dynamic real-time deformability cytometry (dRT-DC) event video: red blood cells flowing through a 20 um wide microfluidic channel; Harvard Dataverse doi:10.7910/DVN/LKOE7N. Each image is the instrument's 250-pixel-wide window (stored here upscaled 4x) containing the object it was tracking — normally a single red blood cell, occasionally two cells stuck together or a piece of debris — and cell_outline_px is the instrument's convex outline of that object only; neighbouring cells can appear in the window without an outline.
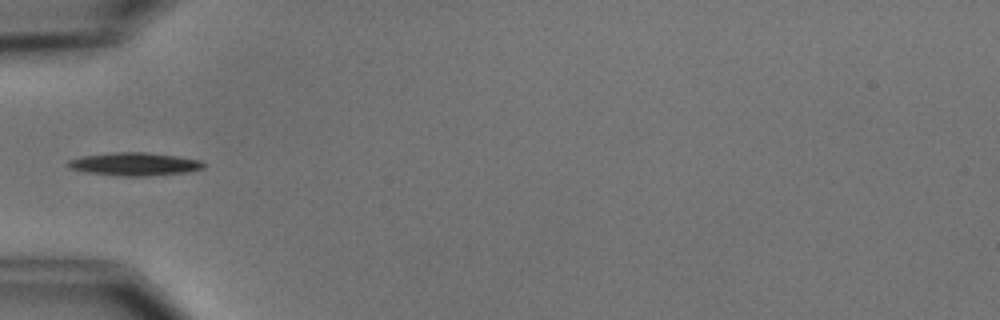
{"species": "common noctule bat (a hibernating species)", "species_latin": "Nyctalus noctula", "temperature_condition": "cold", "stored_images_in_passage": 3, "camera_frame_rate_fps": 3000, "um_per_image_px": 0.085, "animal": {"sex": "male", "body_mass_g": 15.6}, "frame": {"image": 1, "passage_image": 2, "time_ms": 1.333, "image_size_px": [1000, 320], "cell_outline_px": [[204, 168], [188, 172], [148, 176], [116, 176], [88, 172], [68, 168], [68, 160], [84, 156], [116, 152], [144, 152], [176, 156], [200, 160], [204, 164]], "centroid_in_image_um": [11.44, 13.95], "position_along_channel_um": 73.6, "area_um2": 18.09}}